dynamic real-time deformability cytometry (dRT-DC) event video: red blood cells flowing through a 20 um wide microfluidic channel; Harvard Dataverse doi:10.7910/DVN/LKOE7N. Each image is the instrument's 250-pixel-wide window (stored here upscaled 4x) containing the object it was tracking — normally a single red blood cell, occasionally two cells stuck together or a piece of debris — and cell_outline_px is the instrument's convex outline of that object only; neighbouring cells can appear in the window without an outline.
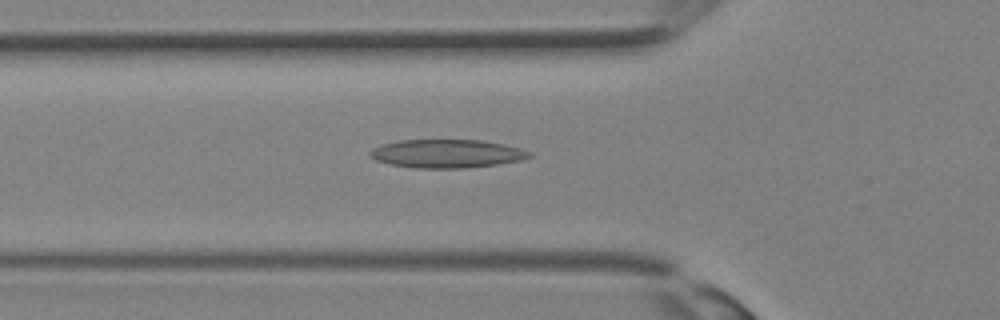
{"species": "Egyptian fruit bat (a non-hibernating species)", "species_latin": "Rousettus aegyptiacus", "temperature_condition": "room temperature", "stored_images_in_passage": 32, "camera_frame_rate_fps": 3000, "um_per_image_px": 0.085, "animal": {"sex": "female"}, "frame": {"image": 1, "passage_image": 11, "time_ms": 3.333, "image_size_px": [1000, 320], "cell_outline_px": [[532, 156], [520, 160], [496, 164], [468, 168], [416, 168], [388, 164], [376, 160], [368, 156], [368, 152], [372, 148], [380, 144], [400, 140], [484, 140], [504, 144], [520, 148], [532, 152]], "centroid_in_image_um": [37.94, 13.05], "position_along_channel_um": 87.9, "area_um2": 26.59}}
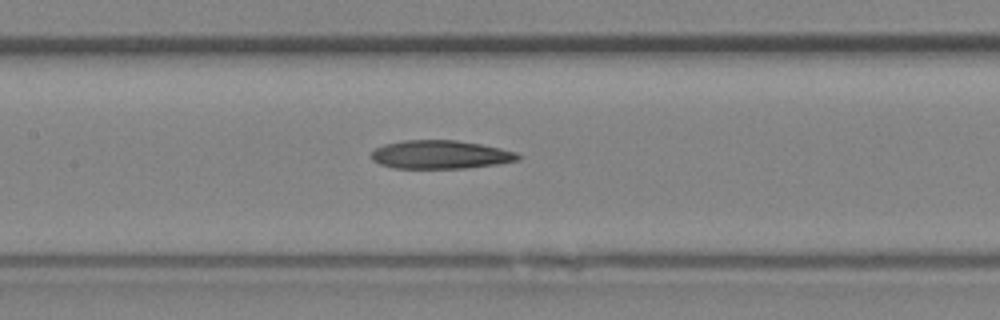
{"frame": {"image": 2, "passage_image": 15, "time_ms": 4.667, "image_size_px": [1000, 320], "cell_outline_px": [[524, 156], [520, 160], [500, 164], [464, 168], [396, 168], [380, 164], [372, 160], [372, 152], [376, 148], [384, 144], [404, 140], [456, 140], [480, 144], [500, 148], [516, 152]], "centroid_in_image_um": [37.49, 13.14], "position_along_channel_um": 169.9, "area_um2": 24.39}}
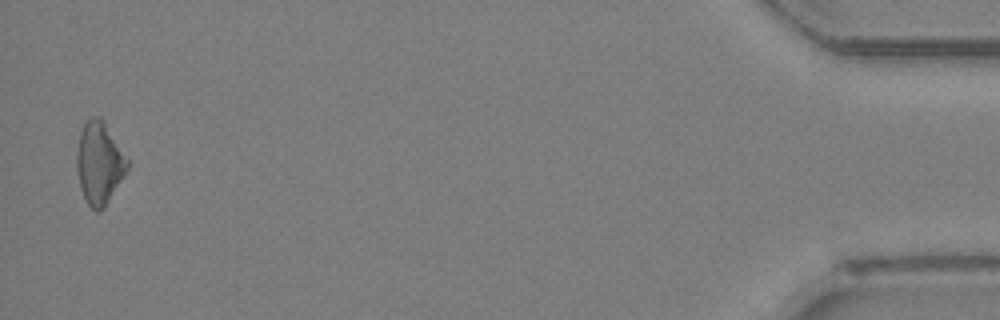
{"frame": {"image": 3, "passage_image": 32, "time_ms": 10.333, "image_size_px": [1000, 320], "cell_outline_px": [[128, 168], [124, 176], [104, 208], [100, 212], [96, 212], [88, 204], [84, 196], [80, 184], [76, 168], [76, 156], [80, 132], [84, 120], [92, 116], [100, 116], [104, 120], [128, 160]], "centroid_in_image_um": [8.43, 13.83], "position_along_channel_um": 426.8, "area_um2": 24.28}}